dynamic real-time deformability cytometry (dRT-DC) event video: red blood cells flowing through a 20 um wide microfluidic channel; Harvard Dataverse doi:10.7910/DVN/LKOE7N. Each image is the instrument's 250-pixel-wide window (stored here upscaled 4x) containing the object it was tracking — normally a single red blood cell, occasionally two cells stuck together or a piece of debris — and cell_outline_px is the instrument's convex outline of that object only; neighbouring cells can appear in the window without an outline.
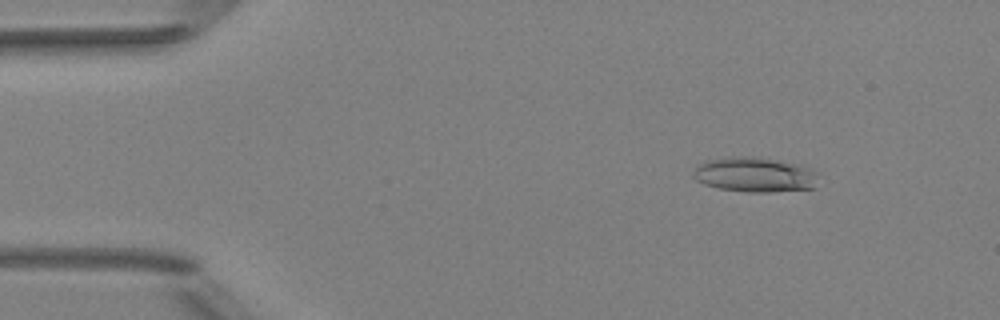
{"species": "Egyptian fruit bat (a non-hibernating species)", "species_latin": "Rousettus aegyptiacus", "temperature_condition": "room temperature", "stored_images_in_passage": 4, "camera_frame_rate_fps": 3000, "um_per_image_px": 0.085, "animal": {"sex": "female"}, "frame": {"image": 1, "passage_image": 1, "time_ms": 0.0, "image_size_px": [1000, 320], "cell_outline_px": [[816, 188], [768, 192], [748, 192], [720, 188], [704, 184], [696, 180], [692, 176], [692, 172], [704, 160], [728, 156], [752, 156], [796, 164], [816, 172]], "centroid_in_image_um": [64.09, 14.84], "position_along_channel_um": 20.9, "area_um2": 25.26}}